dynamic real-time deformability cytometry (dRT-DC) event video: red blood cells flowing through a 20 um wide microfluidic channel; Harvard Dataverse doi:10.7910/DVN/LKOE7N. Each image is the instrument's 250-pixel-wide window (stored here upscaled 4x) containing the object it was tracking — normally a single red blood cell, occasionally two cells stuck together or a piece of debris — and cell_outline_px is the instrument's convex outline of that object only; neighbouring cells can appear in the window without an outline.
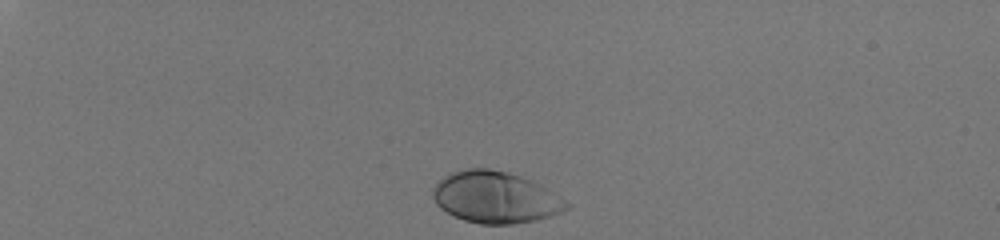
{"species": "human", "species_latin": "Homo sapiens", "temperature_condition": "room temperature", "stored_images_in_passage": 34, "camera_frame_rate_fps": 3000, "um_per_image_px": 0.085, "donor": {"sex": "male"}, "frame": {"image": 1, "passage_image": 1, "time_ms": 0.0, "image_size_px": [1000, 240], "cell_outline_px": [[572, 204], [568, 208], [552, 216], [536, 220], [512, 224], [480, 224], [464, 220], [440, 208], [436, 204], [432, 196], [432, 188], [444, 176], [452, 172], [468, 168], [488, 168], [508, 172], [532, 180]], "centroid_in_image_um": [42.11, 16.77], "position_along_channel_um": 42.9, "area_um2": 40.11}}
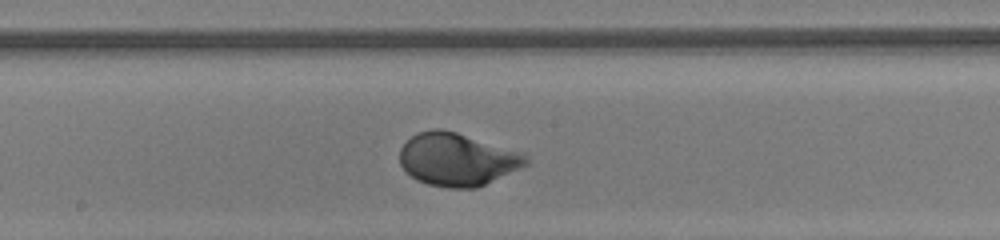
{"frame": {"image": 2, "passage_image": 20, "time_ms": 6.333, "image_size_px": [1000, 240], "cell_outline_px": [[528, 164], [520, 168], [476, 188], [448, 188], [428, 184], [416, 180], [400, 164], [400, 148], [416, 132], [432, 128], [440, 128], [456, 132], [524, 152], [528, 156]], "centroid_in_image_um": [38.87, 13.53], "position_along_channel_um": 209.3, "area_um2": 38.9}}
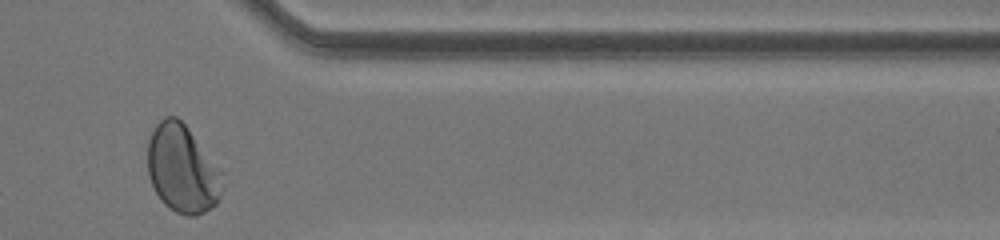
{"frame": {"image": 3, "passage_image": 34, "time_ms": 11.0, "image_size_px": [1000, 240], "cell_outline_px": [[224, 172], [220, 196], [216, 204], [212, 208], [196, 216], [188, 216], [176, 212], [168, 208], [160, 200], [148, 176], [148, 140], [156, 124], [164, 116], [176, 116], [188, 128], [224, 168]], "centroid_in_image_um": [15.54, 14.36], "position_along_channel_um": 395.9, "area_um2": 39.13}, "authors_computed_cell_mechanics": {"area_um2": 37.7145, "velocity_mm_per_s": 4.0526, "shape_relaxation_time_tau1_ms": 2.3492, "shape_relaxation_time_tau2_ms": null, "deformation_change_tau1": 0.1662, "deformation_change_tau2": null}}